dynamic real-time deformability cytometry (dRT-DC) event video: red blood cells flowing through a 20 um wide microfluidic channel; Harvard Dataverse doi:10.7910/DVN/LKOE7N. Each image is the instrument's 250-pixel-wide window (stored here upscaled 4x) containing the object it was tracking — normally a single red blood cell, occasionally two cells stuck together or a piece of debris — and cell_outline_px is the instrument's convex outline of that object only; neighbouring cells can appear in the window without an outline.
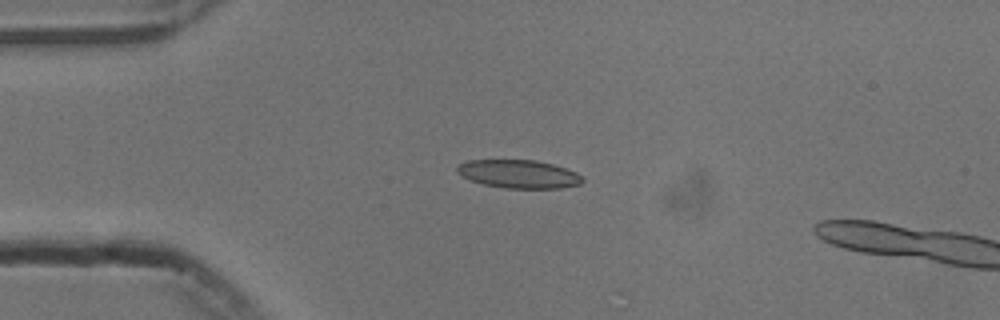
{"species": "common noctule bat (a hibernating species)", "species_latin": "Nyctalus noctula", "temperature_condition": "cold", "stored_images_in_passage": 4, "camera_frame_rate_fps": 3000, "um_per_image_px": 0.085, "animal": {"sex": "male", "body_mass_g": 13.3}, "frame": {"image": 1, "passage_image": 1, "time_ms": 0.0, "image_size_px": [1000, 320], "cell_outline_px": [[584, 180], [580, 184], [560, 188], [504, 188], [484, 184], [472, 180], [456, 172], [456, 168], [460, 164], [468, 160], [536, 160], [552, 164], [576, 172]], "centroid_in_image_um": [44.1, 14.79], "position_along_channel_um": 40.9, "area_um2": 20.4}}